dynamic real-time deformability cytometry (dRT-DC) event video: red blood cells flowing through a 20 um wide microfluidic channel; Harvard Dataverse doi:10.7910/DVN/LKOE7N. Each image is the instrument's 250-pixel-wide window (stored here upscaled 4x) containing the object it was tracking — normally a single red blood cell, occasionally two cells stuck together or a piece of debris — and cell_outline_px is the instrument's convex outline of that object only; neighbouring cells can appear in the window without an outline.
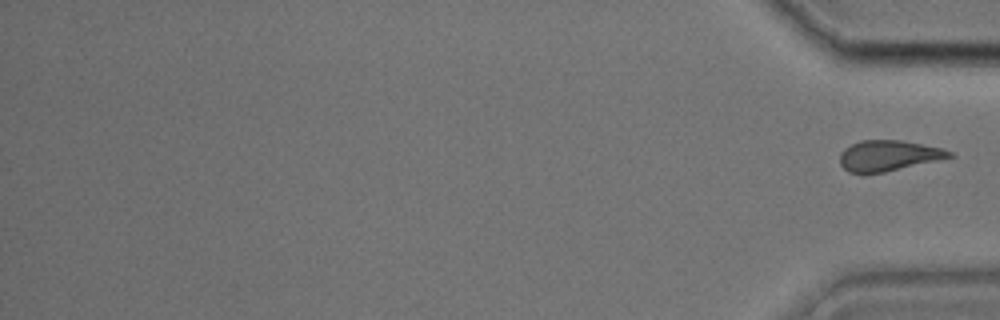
{"species": "common noctule bat (a hibernating species)", "species_latin": "Nyctalus noctula", "temperature_condition": "cold", "stored_images_in_passage": 40, "segment_of_instrument_passage": [2, 2], "camera_frame_rate_fps": 3000, "um_per_image_px": 0.085, "animal": {"sex": "male", "body_mass_g": 17.9, "forearm_length_mm": 54.2}, "frame": {"image": 1, "passage_image": 40, "time_ms": 13.0, "image_size_px": [1000, 320], "cell_outline_px": [[956, 156], [884, 172], [848, 172], [840, 164], [840, 152], [844, 148], [860, 140], [900, 140], [940, 148], [952, 152]], "centroid_in_image_um": [75.5, 13.22], "position_along_channel_um": 359.7, "area_um2": 19.25}}